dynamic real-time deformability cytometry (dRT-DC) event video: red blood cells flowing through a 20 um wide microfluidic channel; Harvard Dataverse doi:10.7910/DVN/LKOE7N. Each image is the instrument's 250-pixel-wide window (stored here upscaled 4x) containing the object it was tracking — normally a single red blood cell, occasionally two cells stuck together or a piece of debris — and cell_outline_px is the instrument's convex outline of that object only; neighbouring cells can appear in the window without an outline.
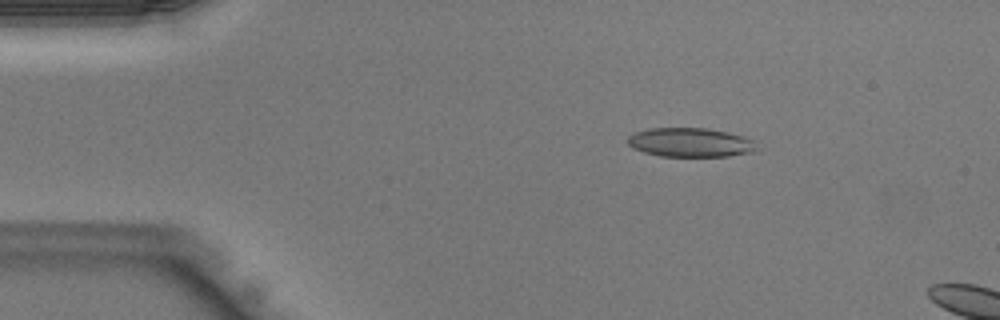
{"species": "Egyptian fruit bat (a non-hibernating species)", "species_latin": "Rousettus aegyptiacus", "temperature_condition": "warm", "stored_images_in_passage": 9, "camera_frame_rate_fps": 3000, "um_per_image_px": 0.085, "animal": {"sex": "male"}, "frame": {"image": 1, "passage_image": 6, "time_ms": 1.667, "image_size_px": [1000, 320], "cell_outline_px": [[760, 148], [756, 152], [728, 156], [660, 156], [644, 152], [632, 148], [628, 144], [628, 136], [632, 132], [648, 128], [708, 128], [728, 132], [752, 140]], "centroid_in_image_um": [58.67, 12.11], "position_along_channel_um": 26.3, "area_um2": 22.08}}